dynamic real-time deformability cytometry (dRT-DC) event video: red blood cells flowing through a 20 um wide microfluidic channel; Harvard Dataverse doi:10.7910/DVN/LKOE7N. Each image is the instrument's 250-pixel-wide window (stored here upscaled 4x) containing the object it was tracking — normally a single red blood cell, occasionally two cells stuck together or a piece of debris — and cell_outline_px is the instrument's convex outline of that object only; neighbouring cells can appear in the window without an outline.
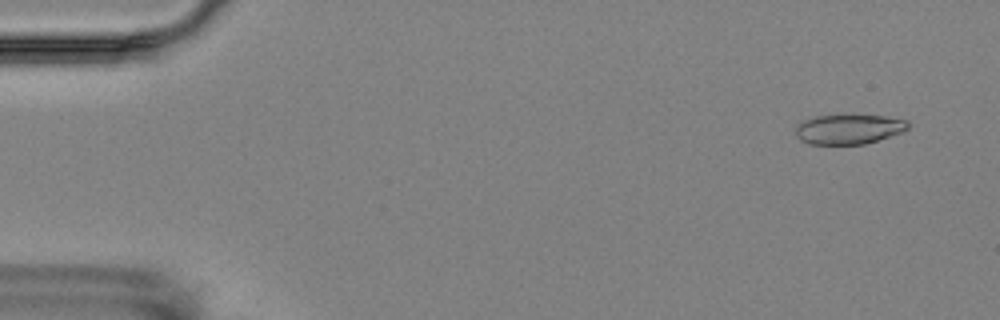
{"species": "Egyptian fruit bat (a non-hibernating species)", "species_latin": "Rousettus aegyptiacus", "temperature_condition": "room temperature", "stored_images_in_passage": 5, "camera_frame_rate_fps": 3000, "um_per_image_px": 0.085, "animal": {"sex": "female"}, "frame": {"image": 1, "passage_image": 1, "time_ms": 0.0, "image_size_px": [1000, 320], "cell_outline_px": [[908, 128], [904, 132], [864, 144], [808, 144], [800, 140], [796, 136], [796, 124], [800, 120], [816, 116], [884, 116], [908, 120]], "centroid_in_image_um": [72.11, 10.99], "position_along_channel_um": 12.9, "area_um2": 19.48}}